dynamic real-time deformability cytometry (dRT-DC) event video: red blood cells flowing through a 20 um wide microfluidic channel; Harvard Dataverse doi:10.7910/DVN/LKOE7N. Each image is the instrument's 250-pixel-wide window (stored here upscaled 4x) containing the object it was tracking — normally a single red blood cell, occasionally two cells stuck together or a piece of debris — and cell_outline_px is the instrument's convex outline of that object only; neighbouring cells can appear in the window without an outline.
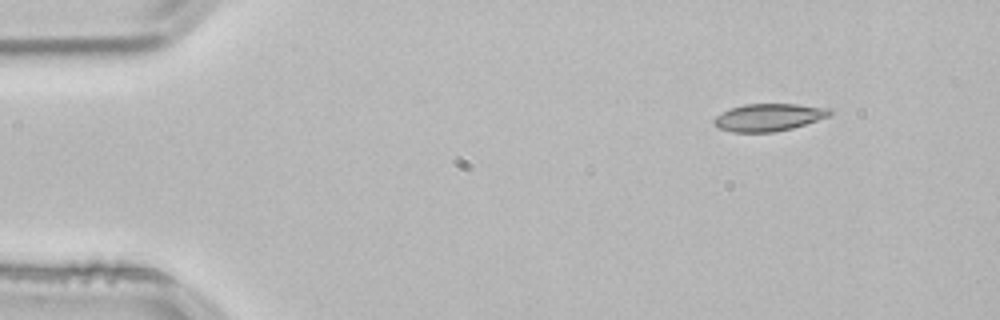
{"species": "common noctule bat (a hibernating species)", "species_latin": "Nyctalus noctula", "temperature_condition": "room temperature", "stored_images_in_passage": 48, "camera_frame_rate_fps": 3000, "um_per_image_px": 0.085, "animal": {"sex": "male", "body_mass_g": 21.5, "forearm_length_mm": 52.0}, "frame": {"image": 1, "passage_image": 1, "time_ms": 0.0, "image_size_px": [1000, 320], "cell_outline_px": [[832, 116], [792, 128], [776, 132], [732, 132], [720, 128], [712, 124], [712, 120], [716, 116], [732, 108], [744, 104], [796, 104], [832, 108]], "centroid_in_image_um": [65.38, 9.97], "position_along_channel_um": 19.6, "area_um2": 18.61}}
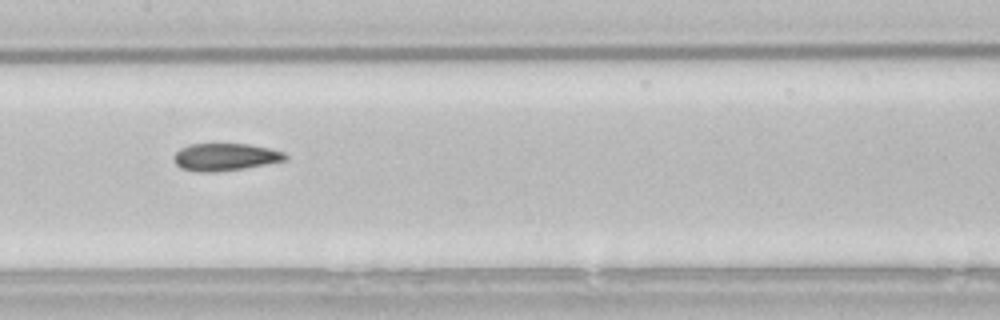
{"frame": {"image": 2, "passage_image": 21, "time_ms": 6.667, "image_size_px": [1000, 320], "cell_outline_px": [[288, 160], [244, 168], [216, 172], [196, 172], [180, 168], [176, 164], [172, 156], [180, 148], [188, 144], [248, 144], [268, 148], [284, 152], [288, 156]], "centroid_in_image_um": [19.12, 13.35], "position_along_channel_um": 188.3, "area_um2": 17.92}}
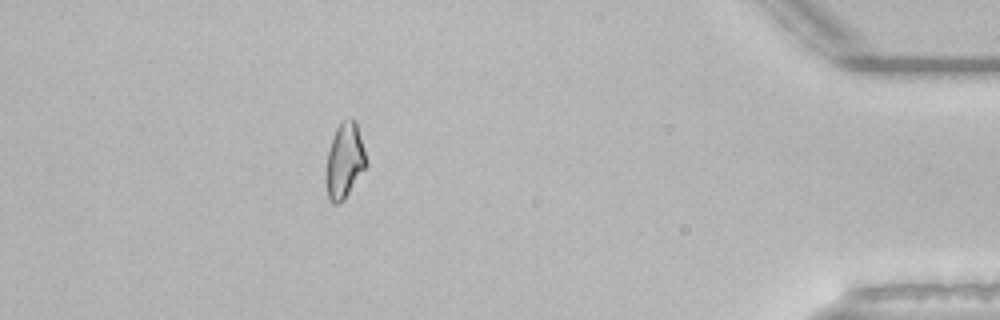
{"frame": {"image": 3, "passage_image": 42, "time_ms": 13.667, "image_size_px": [1000, 320], "cell_outline_px": [[368, 164], [344, 200], [336, 204], [332, 204], [328, 200], [328, 152], [332, 136], [340, 120], [356, 120], [364, 148]], "centroid_in_image_um": [29.32, 13.64], "position_along_channel_um": 405.9, "area_um2": 17.28}, "authors_computed_cell_mechanics": {"area_um2": 18.1492, "velocity_mm_per_s": 3.8488, "shape_relaxation_time_tau1_ms": 10.6367, "shape_relaxation_time_tau2_ms": 2.8839, "deformation_change_tau1": 0.2042, "deformation_change_tau2": 0.0736}}